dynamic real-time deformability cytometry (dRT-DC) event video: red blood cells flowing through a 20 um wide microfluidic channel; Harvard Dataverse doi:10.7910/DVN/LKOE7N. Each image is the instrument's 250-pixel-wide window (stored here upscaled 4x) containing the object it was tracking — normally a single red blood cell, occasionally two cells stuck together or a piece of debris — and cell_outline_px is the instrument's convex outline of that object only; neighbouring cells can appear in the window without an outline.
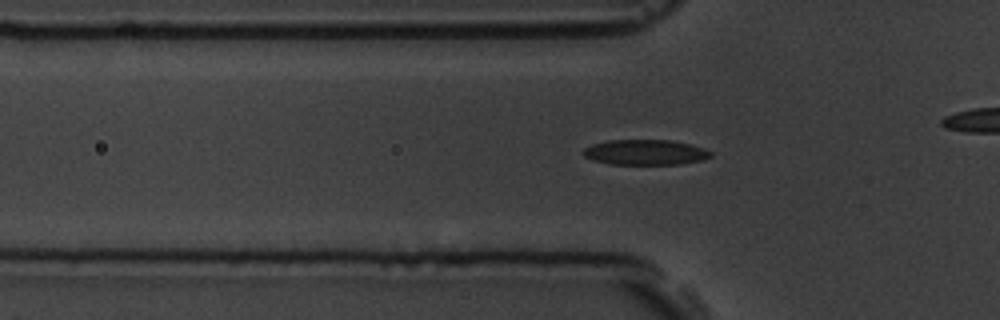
{"species": "common noctule bat (a hibernating species)", "species_latin": "Nyctalus noctula", "temperature_condition": "room temperature", "stored_images_in_passage": 30, "camera_frame_rate_fps": 3000, "um_per_image_px": 0.085, "animal": {"sex": "male", "body_mass_g": 19.5, "forearm_length_mm": 54.6}, "frame": {"image": 1, "passage_image": 3, "time_ms": 0.667, "image_size_px": [1000, 320], "cell_outline_px": [[712, 156], [704, 160], [680, 164], [608, 164], [592, 160], [584, 156], [580, 152], [584, 148], [592, 144], [608, 140], [672, 140], [692, 144], [704, 148], [712, 152]], "centroid_in_image_um": [54.85, 12.94], "position_along_channel_um": 71.0, "area_um2": 19.07}}
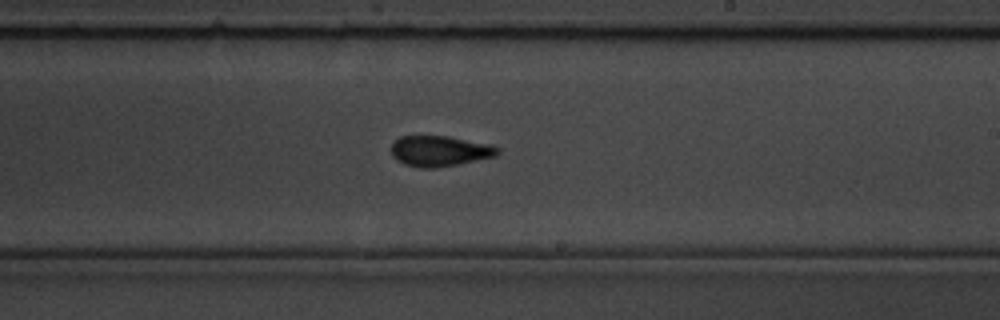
{"frame": {"image": 2, "passage_image": 18, "time_ms": 5.667, "image_size_px": [1000, 320], "cell_outline_px": [[500, 152], [496, 156], [436, 168], [420, 168], [404, 164], [396, 160], [392, 156], [392, 144], [400, 136], [448, 136], [492, 144], [500, 148]], "centroid_in_image_um": [37.39, 12.83], "position_along_channel_um": 251.6, "area_um2": 19.02}}
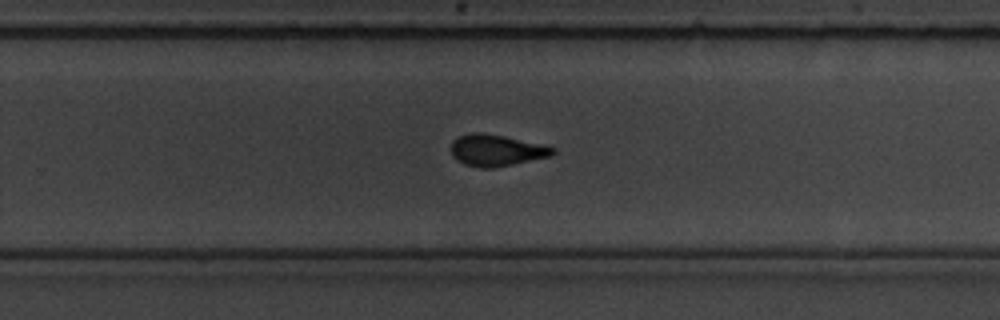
{"frame": {"image": 3, "passage_image": 21, "time_ms": 6.667, "image_size_px": [1000, 320], "cell_outline_px": [[556, 152], [552, 156], [492, 168], [480, 168], [464, 164], [452, 156], [452, 140], [468, 132], [484, 132], [504, 136], [540, 144], [556, 148]], "centroid_in_image_um": [42.18, 12.77], "position_along_channel_um": 287.6, "area_um2": 18.67}}